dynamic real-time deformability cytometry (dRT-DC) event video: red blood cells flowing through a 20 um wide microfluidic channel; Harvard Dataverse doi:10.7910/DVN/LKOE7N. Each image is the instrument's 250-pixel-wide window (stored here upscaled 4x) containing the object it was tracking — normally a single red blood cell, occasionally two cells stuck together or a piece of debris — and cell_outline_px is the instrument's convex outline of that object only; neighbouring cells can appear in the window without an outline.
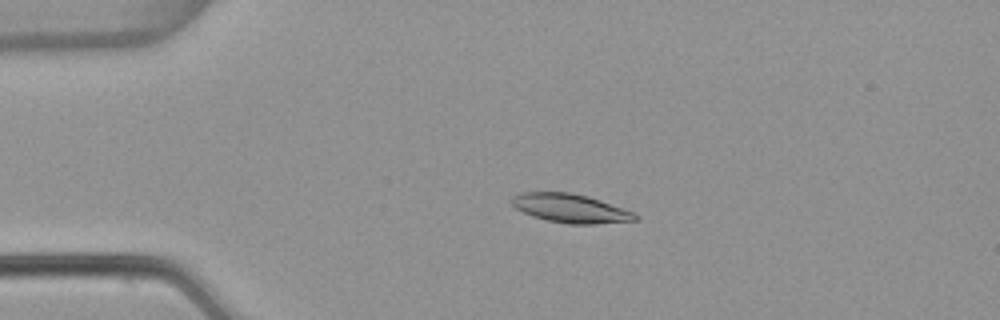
{"species": "common noctule bat (a hibernating species)", "species_latin": "Nyctalus noctula", "temperature_condition": "warm", "stored_images_in_passage": 51, "camera_frame_rate_fps": 3000, "um_per_image_px": 0.085, "animal": {"sex": "female", "body_mass_g": 22.7, "forearm_length_mm": 54.2}, "frame": {"image": 1, "passage_image": 9, "time_ms": 2.667, "image_size_px": [1000, 320], "cell_outline_px": [[636, 220], [596, 224], [568, 224], [548, 220], [532, 216], [516, 208], [512, 204], [512, 196], [520, 192], [572, 192], [588, 196], [624, 208], [632, 212], [636, 216]], "centroid_in_image_um": [48.46, 17.7], "position_along_channel_um": 36.5, "area_um2": 20.58}}
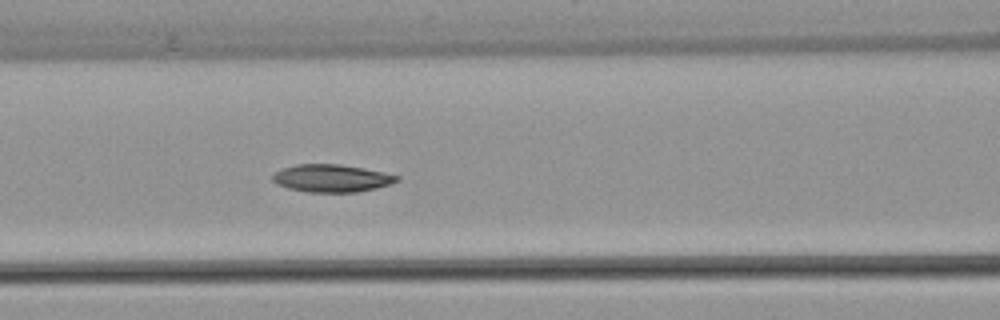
{"frame": {"image": 2, "passage_image": 20, "time_ms": 6.333, "image_size_px": [1000, 320], "cell_outline_px": [[400, 180], [392, 184], [376, 188], [356, 192], [308, 192], [288, 188], [276, 184], [272, 180], [272, 176], [276, 172], [284, 168], [296, 164], [340, 164], [364, 168], [400, 176]], "centroid_in_image_um": [28.21, 15.15], "position_along_channel_um": 138.4, "area_um2": 20.0}}
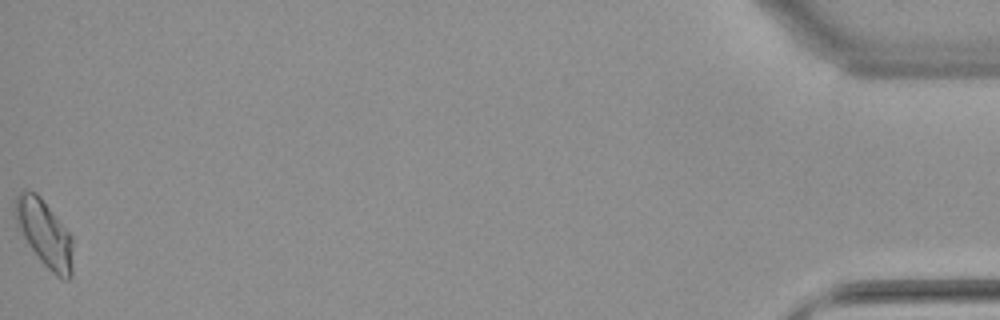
{"frame": {"image": 3, "passage_image": 51, "time_ms": 16.667, "image_size_px": [1000, 320], "cell_outline_px": [[72, 276], [68, 280], [64, 280], [56, 276], [40, 260], [28, 244], [12, 212], [12, 204], [16, 196], [24, 188], [36, 192], [40, 196], [72, 236]], "centroid_in_image_um": [3.76, 19.8], "position_along_channel_um": 431.4, "area_um2": 22.48}, "authors_computed_cell_mechanics": {"area_um2": 20.1144, "velocity_mm_per_s": 3.8083, "shape_relaxation_time_tau1_ms": 7.5572, "shape_relaxation_time_tau2_ms": 8.26, "deformation_change_tau1": 0.1661, "deformation_change_tau2": 0.119}}